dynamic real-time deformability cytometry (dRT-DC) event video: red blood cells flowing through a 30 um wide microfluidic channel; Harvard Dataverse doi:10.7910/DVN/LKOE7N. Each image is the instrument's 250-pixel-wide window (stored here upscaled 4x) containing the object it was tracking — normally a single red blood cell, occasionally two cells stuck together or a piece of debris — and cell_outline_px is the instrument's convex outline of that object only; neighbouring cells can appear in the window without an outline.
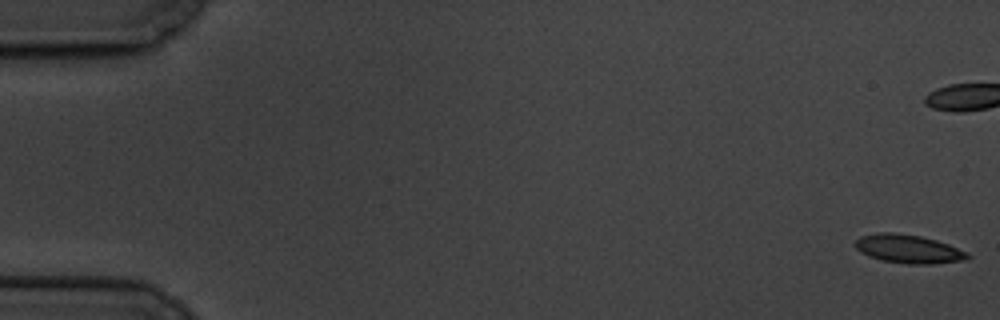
{"species": "common noctule bat (a hibernating species)", "species_latin": "Nyctalus noctula", "temperature_condition": "cold", "stored_images_in_passage": 6, "camera_frame_rate_fps": 3000, "um_per_image_px": 0.085, "animal": {"sex": "male", "body_mass_g": 19.5, "forearm_length_mm": 54.6}, "frame": {"image": 1, "passage_image": 1, "time_ms": 0.0, "image_size_px": [1000, 320], "cell_outline_px": [[972, 256], [968, 260], [932, 264], [908, 264], [880, 260], [868, 256], [860, 252], [856, 248], [856, 240], [860, 236], [880, 232], [892, 232], [920, 236], [936, 240], [948, 244], [968, 252]], "centroid_in_image_um": [77.25, 21.17], "position_along_channel_um": 7.8, "area_um2": 18.84}}
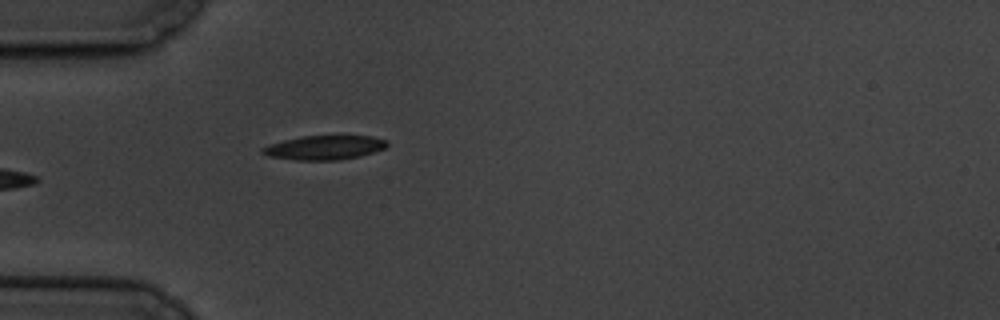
{"frame": {"image": 2, "passage_image": 6, "time_ms": 6.667, "image_size_px": [1000, 320], "cell_outline_px": [[388, 144], [384, 148], [360, 156], [340, 160], [296, 160], [268, 156], [260, 152], [260, 148], [268, 144], [284, 140], [304, 136], [344, 132], [372, 136], [388, 140]], "centroid_in_image_um": [27.62, 12.49], "position_along_channel_um": 57.4, "area_um2": 18.55}}